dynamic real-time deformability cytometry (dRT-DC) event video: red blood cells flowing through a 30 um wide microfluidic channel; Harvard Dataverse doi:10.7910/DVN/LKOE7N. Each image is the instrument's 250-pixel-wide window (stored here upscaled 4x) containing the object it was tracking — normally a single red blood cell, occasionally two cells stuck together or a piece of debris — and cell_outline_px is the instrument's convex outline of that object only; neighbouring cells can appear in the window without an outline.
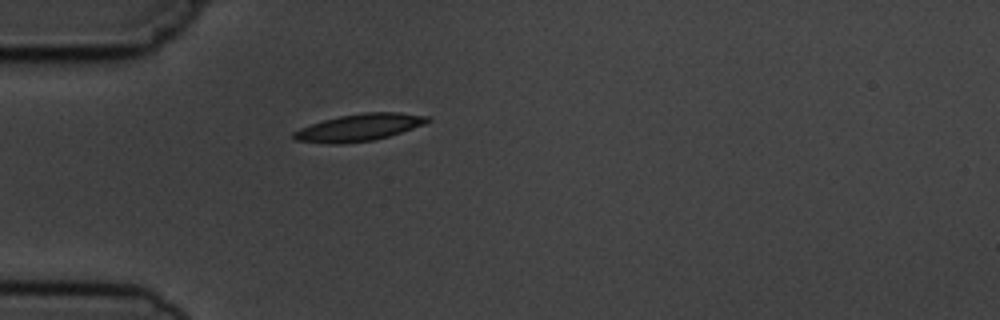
{"species": "common noctule bat (a hibernating species)", "species_latin": "Nyctalus noctula", "temperature_condition": "cold", "stored_images_in_passage": 2, "camera_frame_rate_fps": 3000, "um_per_image_px": 0.085, "animal": {"sex": "male", "body_mass_g": 19.5, "forearm_length_mm": 54.6}, "frame": {"image": 1, "passage_image": 2, "time_ms": 1.333, "image_size_px": [1000, 320], "cell_outline_px": [[432, 120], [424, 124], [388, 136], [372, 140], [336, 144], [332, 144], [296, 140], [292, 136], [292, 132], [300, 128], [324, 120], [340, 116], [364, 112], [400, 112], [428, 116]], "centroid_in_image_um": [30.53, 10.82], "position_along_channel_um": 54.5, "area_um2": 20.81}}